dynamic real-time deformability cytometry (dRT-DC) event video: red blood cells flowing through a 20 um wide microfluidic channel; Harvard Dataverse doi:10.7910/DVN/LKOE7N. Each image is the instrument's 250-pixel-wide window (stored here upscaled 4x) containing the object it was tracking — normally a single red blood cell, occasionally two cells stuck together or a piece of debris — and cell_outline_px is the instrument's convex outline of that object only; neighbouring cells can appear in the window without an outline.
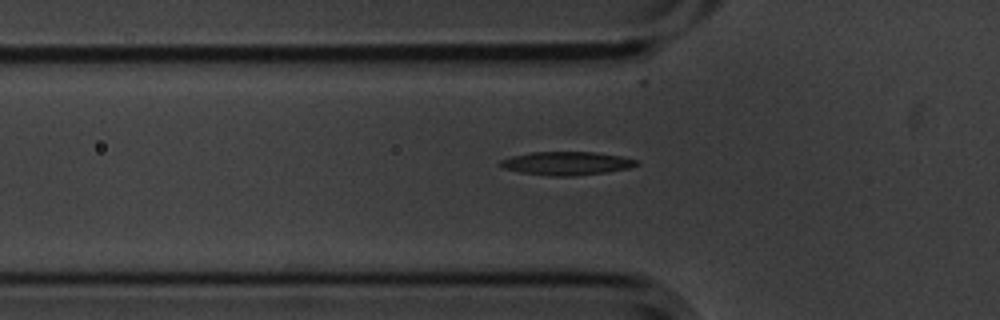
{"species": "common noctule bat (a hibernating species)", "species_latin": "Nyctalus noctula", "temperature_condition": "cold", "stored_images_in_passage": 4, "camera_frame_rate_fps": 3000, "um_per_image_px": 0.085, "animal": {"sex": "male", "body_mass_g": 20.1, "forearm_length_mm": 53.5}, "frame": {"image": 1, "passage_image": 4, "time_ms": 1.0, "image_size_px": [1000, 320], "cell_outline_px": [[640, 164], [628, 168], [608, 172], [572, 176], [556, 176], [520, 172], [504, 168], [500, 164], [500, 160], [512, 156], [532, 152], [596, 152], [620, 156], [636, 160]], "centroid_in_image_um": [48.18, 13.88], "position_along_channel_um": 77.6, "area_um2": 18.38}}